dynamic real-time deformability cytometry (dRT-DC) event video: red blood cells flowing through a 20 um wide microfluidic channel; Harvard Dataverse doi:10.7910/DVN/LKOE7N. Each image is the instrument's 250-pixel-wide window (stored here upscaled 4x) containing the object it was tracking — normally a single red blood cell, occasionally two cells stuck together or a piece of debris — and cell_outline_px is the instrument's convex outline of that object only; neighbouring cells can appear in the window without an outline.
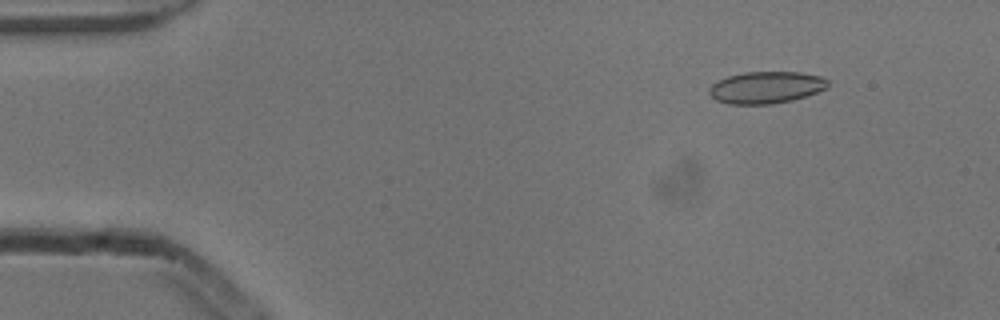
{"species": "common noctule bat (a hibernating species)", "species_latin": "Nyctalus noctula", "temperature_condition": "cold", "stored_images_in_passage": 5, "camera_frame_rate_fps": 3000, "um_per_image_px": 0.085, "animal": {"sex": "male", "body_mass_g": 13.3}, "frame": {"image": 1, "passage_image": 2, "time_ms": 0.333, "image_size_px": [1000, 320], "cell_outline_px": [[828, 88], [792, 100], [772, 104], [728, 104], [716, 100], [708, 92], [708, 88], [712, 84], [728, 76], [744, 72], [800, 72], [820, 76], [828, 80]], "centroid_in_image_um": [65.11, 7.43], "position_along_channel_um": 19.9, "area_um2": 22.02}}